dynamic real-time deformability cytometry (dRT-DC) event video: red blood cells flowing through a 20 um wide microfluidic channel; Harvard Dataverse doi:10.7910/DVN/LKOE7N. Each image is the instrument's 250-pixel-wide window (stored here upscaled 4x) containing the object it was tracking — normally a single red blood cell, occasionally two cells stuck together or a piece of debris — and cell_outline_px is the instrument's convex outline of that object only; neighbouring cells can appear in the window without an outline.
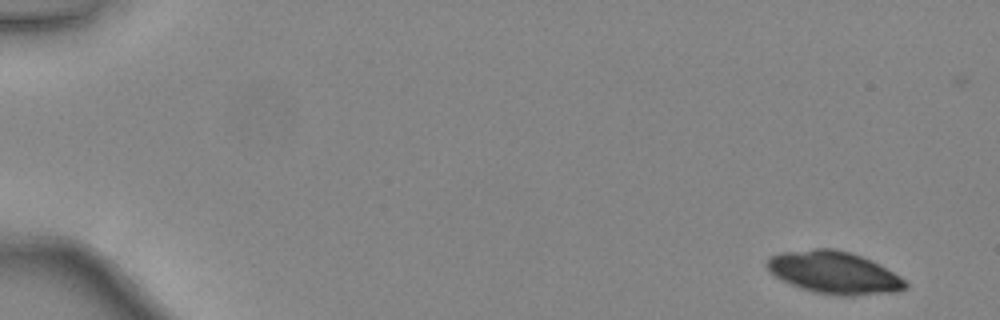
{"species": "common noctule bat (a hibernating species)", "species_latin": "Nyctalus noctula", "temperature_condition": "warm", "stored_images_in_passage": 13, "camera_frame_rate_fps": 3000, "um_per_image_px": 0.085, "animal": {"sex": "female", "body_mass_g": 24.6, "forearm_length_mm": 56.2}, "frame": {"image": 1, "passage_image": 1, "time_ms": 0.0, "image_size_px": [1000, 320], "cell_outline_px": [[908, 288], [896, 292], [852, 296], [836, 296], [812, 292], [788, 284], [776, 276], [764, 264], [772, 256], [780, 252], [816, 248], [832, 248], [848, 252], [860, 256], [900, 276], [908, 284]], "centroid_in_image_um": [70.88, 23.19], "position_along_channel_um": 14.1, "area_um2": 34.04}}